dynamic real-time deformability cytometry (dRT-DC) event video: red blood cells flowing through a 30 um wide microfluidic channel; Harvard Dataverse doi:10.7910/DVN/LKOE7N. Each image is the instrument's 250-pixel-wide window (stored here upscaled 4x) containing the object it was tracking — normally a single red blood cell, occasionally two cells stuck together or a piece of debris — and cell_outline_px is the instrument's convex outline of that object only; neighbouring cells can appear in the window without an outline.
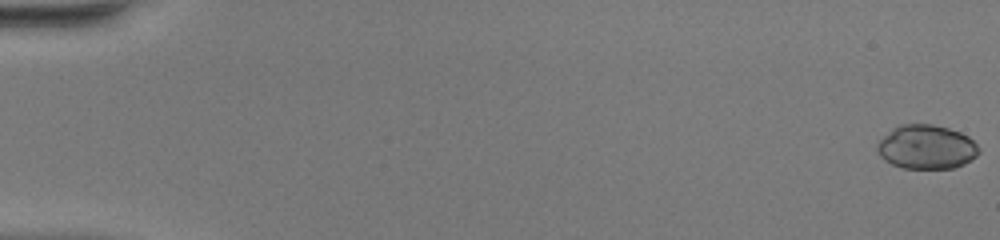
{"species": "common noctule bat (a hibernating species)", "species_latin": "Nyctalus noctula", "temperature_condition": "warm", "stored_images_in_passage": 51, "camera_frame_rate_fps": 3000, "um_per_image_px": 0.085, "animal": {"sex": "female", "body_mass_g": 20.0, "forearm_length_mm": 54.0}, "frame": {"image": 1, "passage_image": 1, "time_ms": 0.0, "image_size_px": [1000, 240], "cell_outline_px": [[980, 152], [976, 156], [964, 164], [956, 168], [900, 168], [884, 160], [876, 152], [876, 144], [892, 128], [900, 124], [932, 124], [948, 128], [960, 132], [968, 136], [980, 148]], "centroid_in_image_um": [78.73, 12.5], "position_along_channel_um": 6.3, "area_um2": 26.3}}
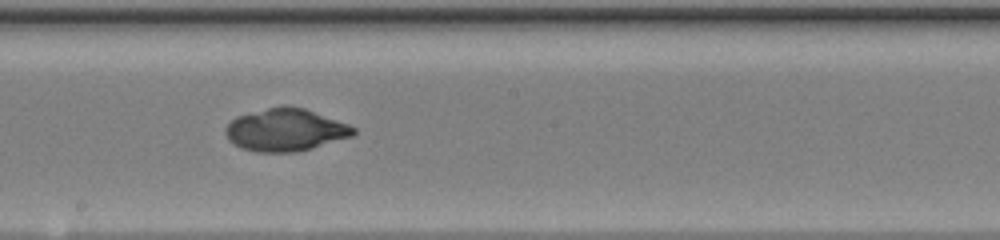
{"frame": {"image": 2, "passage_image": 30, "time_ms": 9.667, "image_size_px": [1000, 240], "cell_outline_px": [[356, 132], [352, 136], [312, 148], [296, 152], [256, 152], [240, 148], [232, 144], [228, 140], [224, 132], [224, 128], [236, 116], [284, 104], [288, 104], [304, 108], [348, 124], [356, 128]], "centroid_in_image_um": [24.23, 11.04], "position_along_channel_um": 224.0, "area_um2": 31.85}}
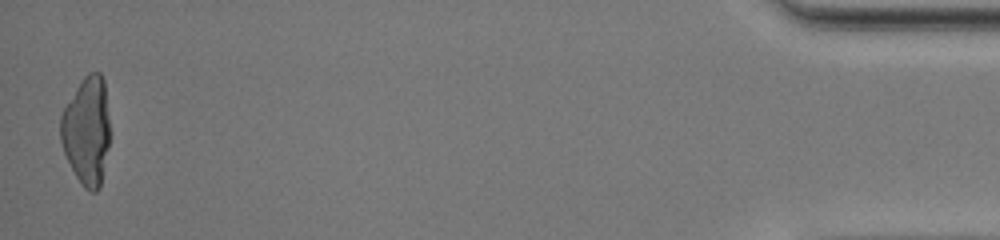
{"frame": {"image": 3, "passage_image": 51, "time_ms": 16.667, "image_size_px": [1000, 240], "cell_outline_px": [[108, 148], [100, 188], [96, 192], [88, 192], [84, 188], [76, 176], [64, 152], [60, 140], [60, 116], [64, 108], [80, 80], [88, 72], [100, 72], [104, 80], [108, 116]], "centroid_in_image_um": [7.36, 11.11], "position_along_channel_um": 427.8, "area_um2": 30.98}}